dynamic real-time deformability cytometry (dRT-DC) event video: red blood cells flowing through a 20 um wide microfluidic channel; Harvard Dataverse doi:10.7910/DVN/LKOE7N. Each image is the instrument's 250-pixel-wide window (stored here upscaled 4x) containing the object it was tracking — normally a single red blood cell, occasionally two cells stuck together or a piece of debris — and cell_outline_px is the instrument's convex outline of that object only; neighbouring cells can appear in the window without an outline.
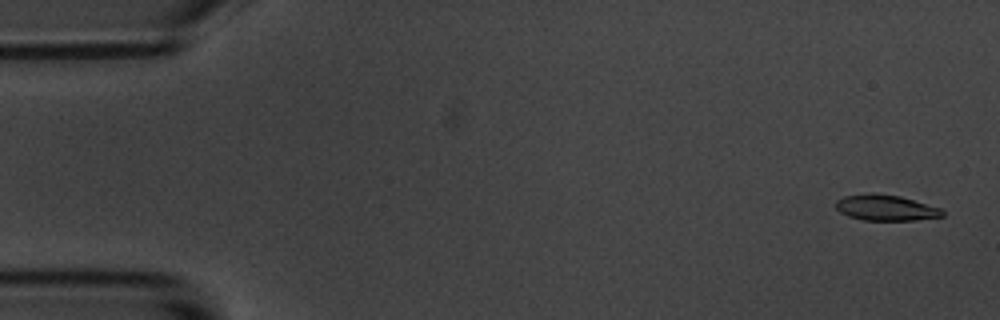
{"species": "common noctule bat (a hibernating species)", "species_latin": "Nyctalus noctula", "temperature_condition": "room temperature", "stored_images_in_passage": 5, "camera_frame_rate_fps": 3000, "um_per_image_px": 0.085, "animal": {"sex": "male", "body_mass_g": 20.1, "forearm_length_mm": 53.5}, "frame": {"image": 1, "passage_image": 1, "time_ms": 0.0, "image_size_px": [1000, 320], "cell_outline_px": [[944, 216], [916, 220], [864, 220], [848, 216], [840, 212], [836, 208], [836, 200], [844, 196], [872, 192], [900, 196], [940, 208], [944, 212]], "centroid_in_image_um": [75.27, 17.65], "position_along_channel_um": 9.7, "area_um2": 16.01}}
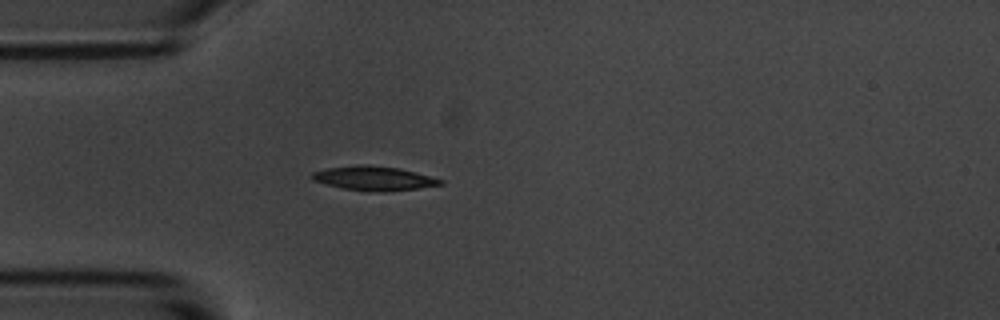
{"frame": {"image": 2, "passage_image": 5, "time_ms": 4.667, "image_size_px": [1000, 320], "cell_outline_px": [[444, 184], [416, 188], [380, 192], [368, 192], [344, 188], [312, 180], [308, 176], [312, 172], [328, 168], [356, 164], [368, 164], [400, 168], [416, 172], [444, 180]], "centroid_in_image_um": [31.76, 15.14], "position_along_channel_um": 53.2, "area_um2": 18.21}}